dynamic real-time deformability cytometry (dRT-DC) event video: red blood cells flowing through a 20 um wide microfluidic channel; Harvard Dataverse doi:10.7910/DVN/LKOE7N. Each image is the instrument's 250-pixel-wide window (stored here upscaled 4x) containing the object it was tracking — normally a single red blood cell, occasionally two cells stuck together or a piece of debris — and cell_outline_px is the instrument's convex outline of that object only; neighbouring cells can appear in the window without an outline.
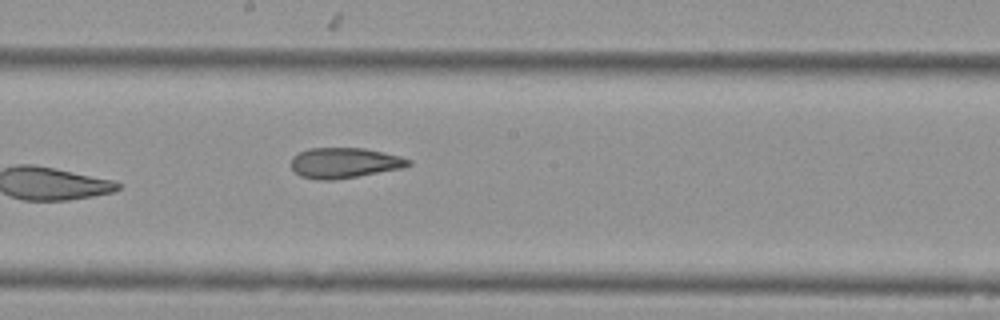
{"species": "Egyptian fruit bat (a non-hibernating species)", "species_latin": "Rousettus aegyptiacus", "temperature_condition": "cold", "stored_images_in_passage": 9, "camera_frame_rate_fps": 3000, "um_per_image_px": 0.085, "animal": {"sex": "female"}, "frame": {"image": 1, "passage_image": 9, "time_ms": 2.667, "image_size_px": [1000, 320], "cell_outline_px": [[412, 164], [404, 168], [332, 180], [316, 180], [300, 176], [292, 168], [292, 156], [308, 148], [364, 148], [384, 152], [400, 156], [412, 160]], "centroid_in_image_um": [29.29, 13.84], "position_along_channel_um": 218.9, "area_um2": 20.81}}